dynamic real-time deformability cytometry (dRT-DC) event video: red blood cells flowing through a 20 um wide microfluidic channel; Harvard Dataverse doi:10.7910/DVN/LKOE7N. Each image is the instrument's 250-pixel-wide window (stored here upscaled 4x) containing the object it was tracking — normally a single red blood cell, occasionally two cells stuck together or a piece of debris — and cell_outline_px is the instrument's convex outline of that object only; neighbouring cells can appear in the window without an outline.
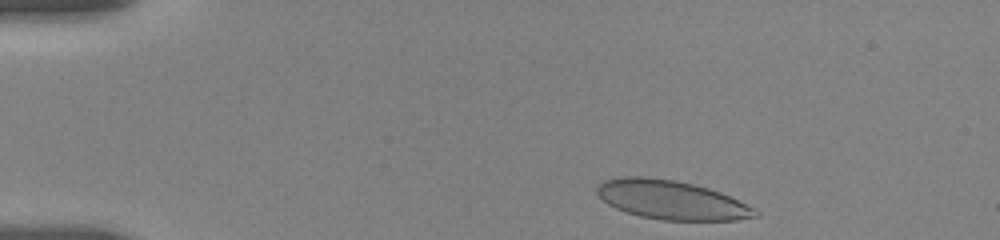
{"species": "human", "species_latin": "Homo sapiens", "temperature_condition": "room temperature", "stored_images_in_passage": 45, "camera_frame_rate_fps": 3000, "um_per_image_px": 0.085, "donor": {"sex": "female"}, "frame": {"image": 1, "passage_image": 3, "time_ms": 0.333, "image_size_px": [1000, 240], "cell_outline_px": [[760, 216], [736, 220], [660, 220], [640, 216], [616, 208], [608, 204], [596, 192], [596, 188], [604, 180], [620, 176], [644, 176], [676, 180], [708, 188], [720, 192], [756, 208], [760, 212]], "centroid_in_image_um": [57.09, 16.99], "position_along_channel_um": 27.9, "area_um2": 35.95}}
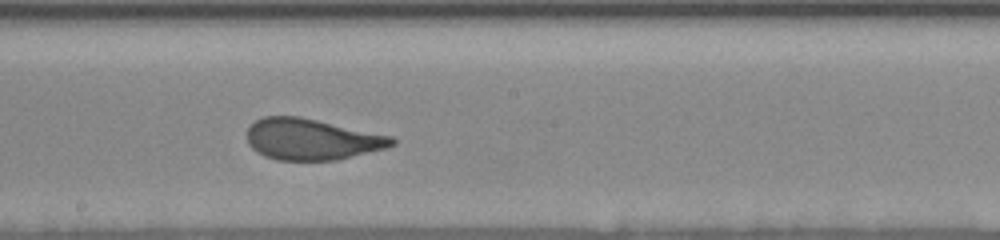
{"frame": {"image": 2, "passage_image": 23, "time_ms": 7.667, "image_size_px": [1000, 240], "cell_outline_px": [[396, 144], [388, 148], [336, 160], [276, 160], [264, 156], [256, 152], [248, 144], [248, 128], [256, 120], [264, 116], [300, 116], [392, 136], [396, 140]], "centroid_in_image_um": [26.51, 11.84], "position_along_channel_um": 221.7, "area_um2": 34.91}}
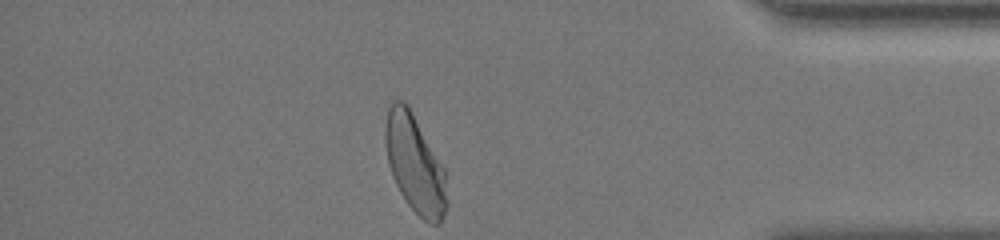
{"frame": {"image": 3, "passage_image": 44, "time_ms": 13.333, "image_size_px": [1000, 240], "cell_outline_px": [[448, 208], [440, 224], [432, 224], [424, 220], [408, 204], [400, 192], [392, 176], [388, 164], [384, 140], [384, 132], [388, 108], [392, 100], [404, 100], [408, 104], [444, 168], [448, 200]], "centroid_in_image_um": [35.27, 13.93], "position_along_channel_um": 399.9, "area_um2": 35.37}, "authors_computed_cell_mechanics": {"area_um2": 35.8938, "velocity_mm_per_s": 3.6444, "shape_relaxation_time_tau1_ms": 5.0593, "shape_relaxation_time_tau2_ms": null, "deformation_change_tau1": 0.1751, "deformation_change_tau2": null}}